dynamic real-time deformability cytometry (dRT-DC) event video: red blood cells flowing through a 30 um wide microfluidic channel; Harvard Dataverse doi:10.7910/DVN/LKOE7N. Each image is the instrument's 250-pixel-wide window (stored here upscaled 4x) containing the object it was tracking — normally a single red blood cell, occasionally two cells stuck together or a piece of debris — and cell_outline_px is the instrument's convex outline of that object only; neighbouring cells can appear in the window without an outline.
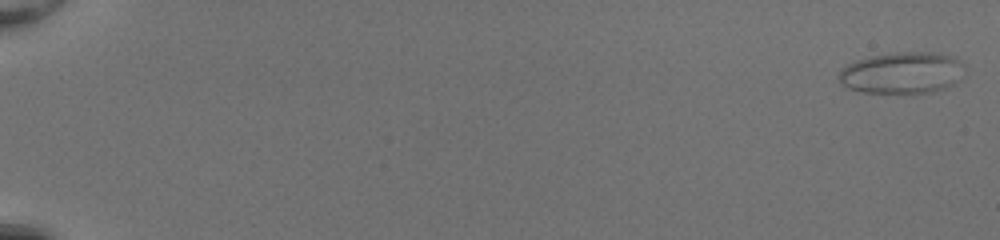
{"species": "common noctule bat (a hibernating species)", "species_latin": "Nyctalus noctula", "temperature_condition": "room temperature", "stored_images_in_passage": 52, "camera_frame_rate_fps": 3000, "um_per_image_px": 0.085, "animal": {"sex": "female", "body_mass_g": 20.0, "forearm_length_mm": 54.0}, "frame": {"image": 1, "passage_image": 1, "time_ms": 0.0, "image_size_px": [1000, 240], "cell_outline_px": [[952, 60], [944, 84], [936, 88], [924, 92], [864, 92], [852, 88], [844, 84], [840, 80], [840, 72], [844, 68], [860, 60], [876, 56], [944, 56]], "centroid_in_image_um": [76.23, 6.27], "position_along_channel_um": 8.8, "area_um2": 24.97}}
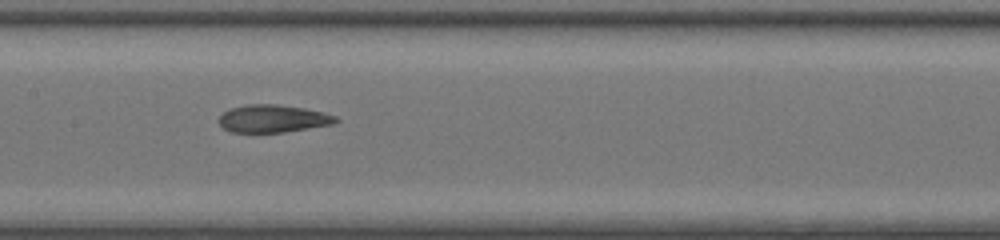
{"frame": {"image": 2, "passage_image": 29, "time_ms": 9.333, "image_size_px": [1000, 240], "cell_outline_px": [[340, 120], [332, 124], [284, 132], [232, 132], [224, 128], [220, 124], [220, 116], [224, 112], [232, 108], [248, 104], [276, 104], [304, 108], [336, 116]], "centroid_in_image_um": [23.2, 10.08], "position_along_channel_um": 184.2, "area_um2": 18.5}}
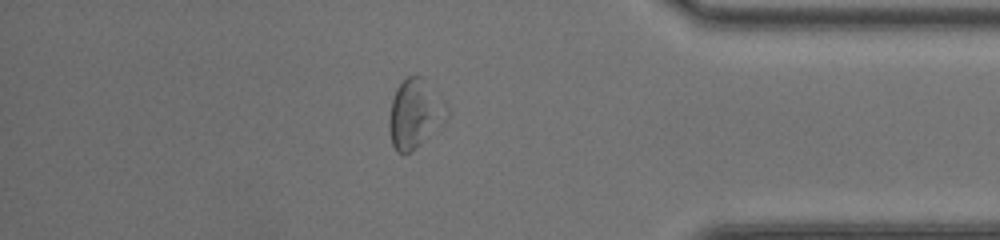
{"frame": {"image": 3, "passage_image": 46, "time_ms": 15.0, "image_size_px": [1000, 240], "cell_outline_px": [[448, 120], [412, 152], [404, 156], [396, 152], [392, 144], [388, 128], [388, 116], [392, 100], [396, 88], [408, 76], [420, 76], [448, 104]], "centroid_in_image_um": [35.27, 9.73], "position_along_channel_um": 399.9, "area_um2": 23.64}, "authors_computed_cell_mechanics": {"area_um2": 20.23, "velocity_mm_per_s": 4.1529, "shape_relaxation_time_tau1_ms": 5.0628, "shape_relaxation_time_tau2_ms": 2.8279, "deformation_change_tau1": 0.1556, "deformation_change_tau2": 0.1286}}